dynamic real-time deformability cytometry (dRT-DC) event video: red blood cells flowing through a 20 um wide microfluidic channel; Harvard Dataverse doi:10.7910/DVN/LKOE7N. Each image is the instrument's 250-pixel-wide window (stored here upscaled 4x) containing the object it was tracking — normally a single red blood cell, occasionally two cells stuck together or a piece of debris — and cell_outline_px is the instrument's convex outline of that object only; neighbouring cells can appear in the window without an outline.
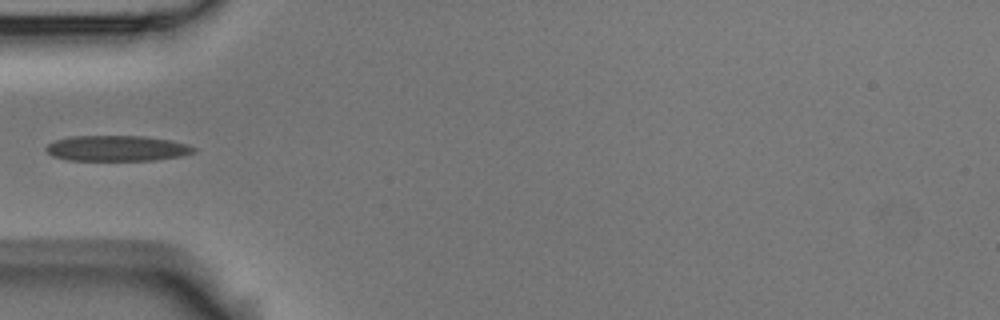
{"species": "Egyptian fruit bat (a non-hibernating species)", "species_latin": "Rousettus aegyptiacus", "temperature_condition": "room temperature", "stored_images_in_passage": 4, "camera_frame_rate_fps": 3000, "um_per_image_px": 0.085, "animal": {"sex": "male"}, "frame": {"image": 1, "passage_image": 4, "time_ms": 1.0, "image_size_px": [1000, 320], "cell_outline_px": [[196, 152], [180, 156], [152, 160], [68, 160], [52, 156], [44, 148], [48, 144], [56, 140], [72, 136], [144, 136], [172, 140], [188, 144], [196, 148]], "centroid_in_image_um": [9.96, 12.6], "position_along_channel_um": 75.0, "area_um2": 22.02}}